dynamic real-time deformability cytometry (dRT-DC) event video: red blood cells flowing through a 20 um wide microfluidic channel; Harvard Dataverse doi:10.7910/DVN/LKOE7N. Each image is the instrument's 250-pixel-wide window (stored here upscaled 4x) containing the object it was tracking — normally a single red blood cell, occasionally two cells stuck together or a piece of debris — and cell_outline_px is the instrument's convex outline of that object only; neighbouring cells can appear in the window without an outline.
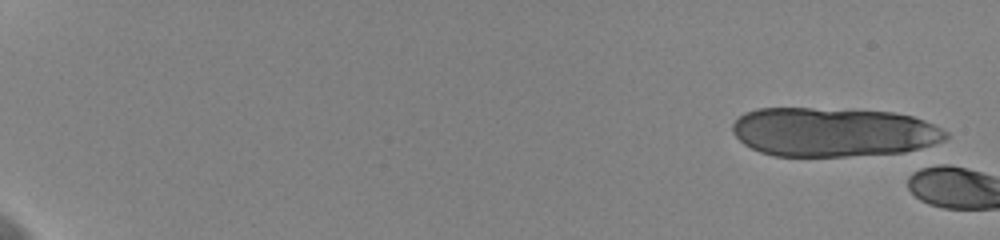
{"species": "human", "species_latin": "Homo sapiens", "temperature_condition": "cold", "stored_images_in_passage": 5, "camera_frame_rate_fps": 3000, "um_per_image_px": 0.085, "donor": {"sex": "female"}, "frame": {"image": 1, "passage_image": 2, "time_ms": 0.333, "image_size_px": [1000, 240], "cell_outline_px": [[948, 136], [944, 140], [920, 148], [904, 152], [848, 156], [776, 156], [760, 152], [744, 144], [732, 132], [732, 124], [744, 112], [756, 108], [812, 108], [892, 112], [912, 116], [924, 120], [948, 132]], "centroid_in_image_um": [70.81, 11.22], "position_along_channel_um": 14.2, "area_um2": 61.04}}